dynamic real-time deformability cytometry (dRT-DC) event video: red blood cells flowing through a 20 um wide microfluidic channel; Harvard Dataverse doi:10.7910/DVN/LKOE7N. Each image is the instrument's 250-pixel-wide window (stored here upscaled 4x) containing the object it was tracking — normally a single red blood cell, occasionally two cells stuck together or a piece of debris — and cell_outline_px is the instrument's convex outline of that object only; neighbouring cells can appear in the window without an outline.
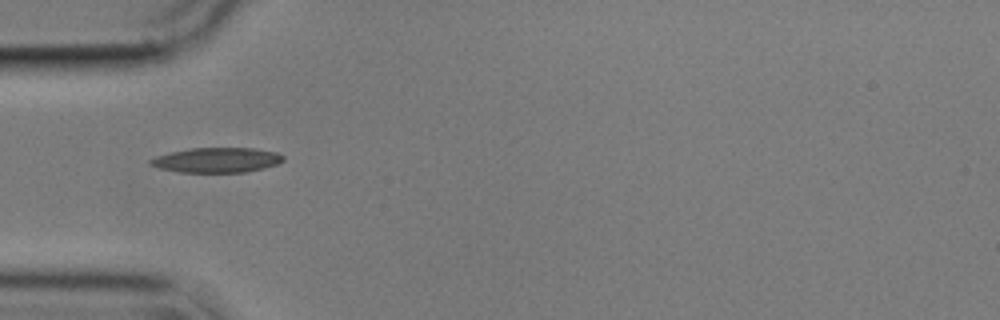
{"species": "common noctule bat (a hibernating species)", "species_latin": "Nyctalus noctula", "temperature_condition": "cold", "stored_images_in_passage": 4, "camera_frame_rate_fps": 3000, "um_per_image_px": 0.085, "animal": {"sex": "male", "body_mass_g": 17.9}, "frame": {"image": 1, "passage_image": 1, "time_ms": 0.0, "image_size_px": [1000, 320], "cell_outline_px": [[284, 160], [276, 164], [264, 168], [244, 172], [180, 172], [160, 168], [148, 164], [148, 160], [156, 156], [172, 152], [192, 148], [252, 148], [276, 152], [284, 156]], "centroid_in_image_um": [18.42, 13.6], "position_along_channel_um": 66.6, "area_um2": 19.13}}
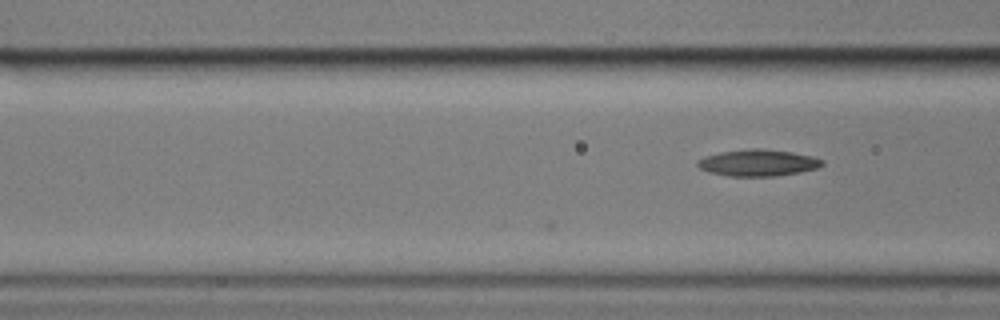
{"frame": {"image": 2, "passage_image": 4, "time_ms": 1.0, "image_size_px": [1000, 320], "cell_outline_px": [[824, 164], [816, 168], [800, 172], [776, 176], [728, 176], [708, 172], [700, 168], [696, 164], [696, 160], [720, 152], [752, 148], [760, 148], [792, 152], [812, 156], [824, 160]], "centroid_in_image_um": [64.43, 13.84], "position_along_channel_um": 102.2, "area_um2": 19.31}}